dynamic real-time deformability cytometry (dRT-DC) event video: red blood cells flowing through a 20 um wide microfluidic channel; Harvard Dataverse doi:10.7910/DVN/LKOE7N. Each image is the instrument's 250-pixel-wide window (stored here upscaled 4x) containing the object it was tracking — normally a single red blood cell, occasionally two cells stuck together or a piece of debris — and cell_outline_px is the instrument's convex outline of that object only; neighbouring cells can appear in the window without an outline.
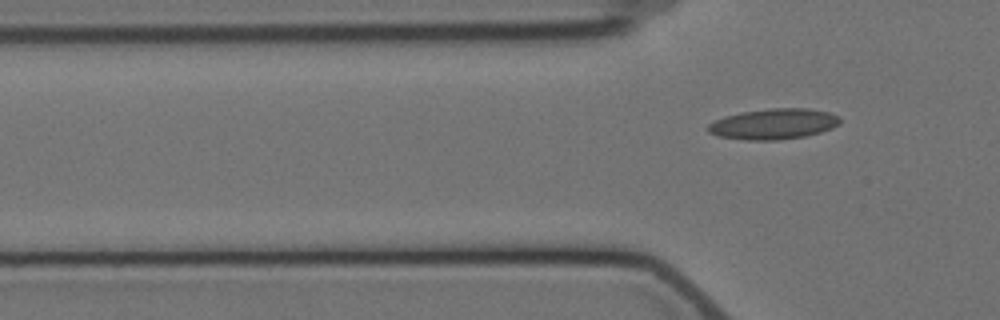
{"species": "Egyptian fruit bat (a non-hibernating species)", "species_latin": "Rousettus aegyptiacus", "temperature_condition": "cold", "stored_images_in_passage": 6, "segment_of_instrument_passage": [2, 2], "camera_frame_rate_fps": 3000, "um_per_image_px": 0.085, "animal": {"sex": "female"}, "frame": {"image": 1, "passage_image": 6, "time_ms": 6.667, "image_size_px": [1000, 320], "cell_outline_px": [[840, 124], [832, 128], [820, 132], [804, 136], [776, 140], [748, 140], [716, 136], [708, 132], [708, 124], [724, 116], [740, 112], [772, 108], [808, 108], [828, 112], [840, 116]], "centroid_in_image_um": [65.75, 10.53], "position_along_channel_um": 60.0, "area_um2": 23.58}}